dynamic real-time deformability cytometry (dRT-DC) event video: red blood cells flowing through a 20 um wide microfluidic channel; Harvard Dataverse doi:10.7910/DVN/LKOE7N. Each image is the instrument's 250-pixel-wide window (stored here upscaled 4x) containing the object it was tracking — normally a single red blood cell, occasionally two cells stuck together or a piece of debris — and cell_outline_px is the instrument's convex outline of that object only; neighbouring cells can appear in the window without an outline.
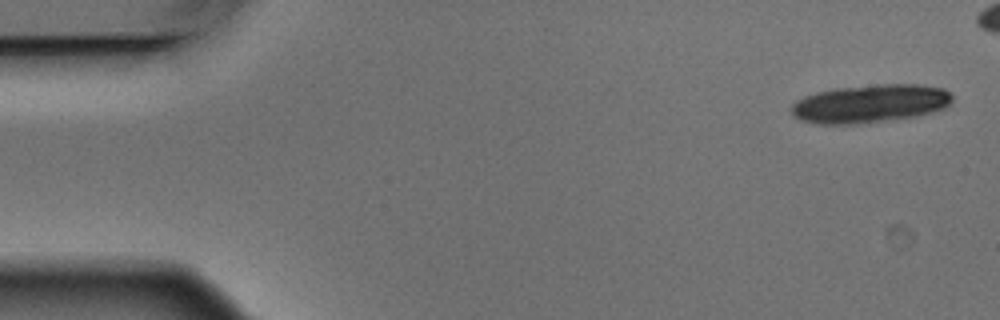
{"species": "Egyptian fruit bat (a non-hibernating species)", "species_latin": "Rousettus aegyptiacus", "temperature_condition": "warm", "stored_images_in_passage": 7, "camera_frame_rate_fps": 3000, "um_per_image_px": 0.085, "animal": {"sex": "male"}, "frame": {"image": 1, "passage_image": 1, "time_ms": 0.0, "image_size_px": [1000, 320], "cell_outline_px": [[952, 100], [944, 108], [932, 112], [916, 116], [860, 124], [816, 124], [800, 120], [788, 108], [796, 100], [804, 96], [816, 92], [836, 88], [880, 84], [916, 84], [944, 88], [952, 96]], "centroid_in_image_um": [73.93, 8.81], "position_along_channel_um": 11.1, "area_um2": 35.95}}
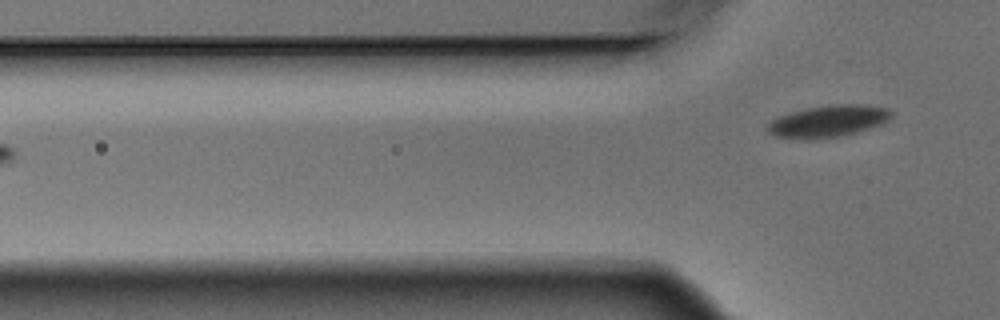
{"frame": {"image": 2, "passage_image": 7, "time_ms": 2.0, "image_size_px": [1000, 320], "cell_outline_px": [[892, 116], [888, 120], [880, 124], [852, 132], [836, 136], [776, 136], [768, 132], [768, 124], [776, 116], [788, 112], [808, 108], [832, 104], [860, 104], [888, 108], [892, 112]], "centroid_in_image_um": [70.41, 10.22], "position_along_channel_um": 55.4, "area_um2": 21.79}}